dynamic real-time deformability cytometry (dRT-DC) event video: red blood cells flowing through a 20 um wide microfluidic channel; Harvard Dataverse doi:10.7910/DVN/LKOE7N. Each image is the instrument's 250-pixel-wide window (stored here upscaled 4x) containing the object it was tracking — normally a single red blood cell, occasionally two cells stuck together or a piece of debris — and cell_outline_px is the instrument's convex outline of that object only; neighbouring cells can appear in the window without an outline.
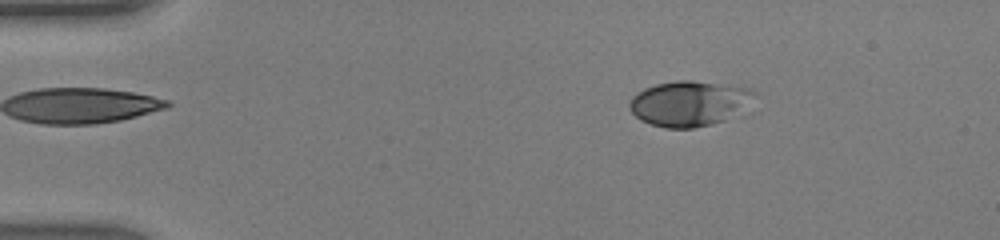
{"species": "human", "species_latin": "Homo sapiens", "temperature_condition": "warm", "stored_images_in_passage": 46, "camera_frame_rate_fps": 3000, "um_per_image_px": 0.085, "donor": {"sex": "male"}, "frame": {"image": 1, "passage_image": 7, "time_ms": 2.0, "image_size_px": [1000, 240], "cell_outline_px": [[760, 96], [752, 112], [748, 116], [712, 124], [692, 128], [664, 128], [640, 120], [628, 108], [628, 104], [632, 96], [636, 92], [644, 88], [656, 84], [676, 80], [692, 80], [748, 88], [756, 92]], "centroid_in_image_um": [58.79, 8.82], "position_along_channel_um": 26.2, "area_um2": 34.74}}
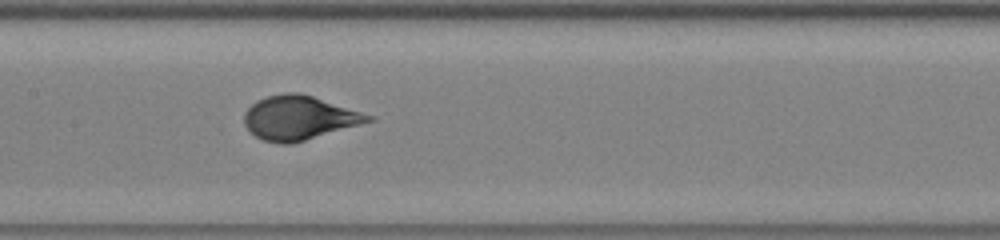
{"frame": {"image": 2, "passage_image": 23, "time_ms": 7.333, "image_size_px": [1000, 240], "cell_outline_px": [[376, 120], [304, 140], [288, 144], [280, 144], [264, 140], [256, 136], [244, 124], [244, 112], [256, 100], [268, 96], [284, 92], [300, 92], [376, 116]], "centroid_in_image_um": [25.45, 10.0], "position_along_channel_um": 182.0, "area_um2": 31.73}}
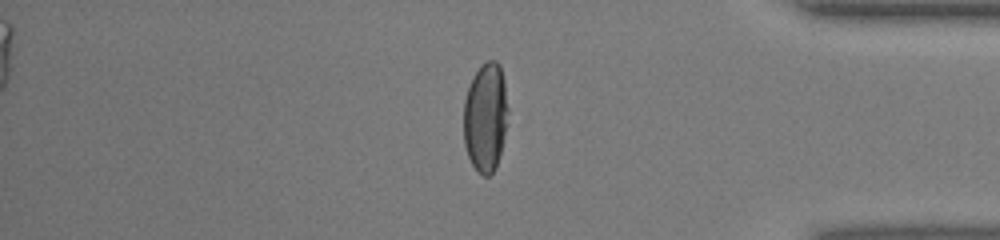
{"frame": {"image": 3, "passage_image": 39, "time_ms": 12.667, "image_size_px": [1000, 240], "cell_outline_px": [[508, 124], [496, 168], [488, 176], [484, 176], [472, 164], [468, 156], [464, 144], [464, 100], [472, 76], [480, 64], [488, 60], [496, 60], [500, 64], [504, 80], [508, 108]], "centroid_in_image_um": [41.28, 9.92], "position_along_channel_um": 393.9, "area_um2": 28.61}, "authors_computed_cell_mechanics": {"area_um2": 31.6166, "velocity_mm_per_s": 4.4024, "shape_relaxation_time_tau1_ms": 3.9709, "shape_relaxation_time_tau2_ms": null, "deformation_change_tau1": 0.2243, "deformation_change_tau2": null}}